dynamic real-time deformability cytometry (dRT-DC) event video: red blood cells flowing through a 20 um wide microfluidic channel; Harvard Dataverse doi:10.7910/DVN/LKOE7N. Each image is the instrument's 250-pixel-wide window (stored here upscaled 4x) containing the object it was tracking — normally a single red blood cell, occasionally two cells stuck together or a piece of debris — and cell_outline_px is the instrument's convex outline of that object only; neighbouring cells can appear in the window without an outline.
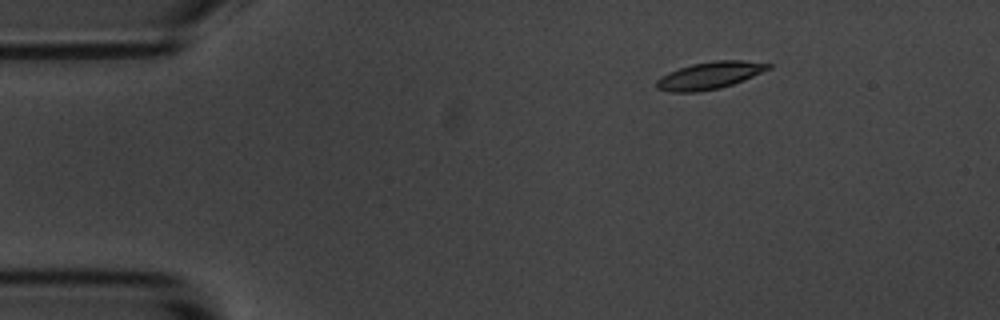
{"species": "common noctule bat (a hibernating species)", "species_latin": "Nyctalus noctula", "temperature_condition": "room temperature", "stored_images_in_passage": 12, "camera_frame_rate_fps": 3000, "um_per_image_px": 0.085, "animal": {"sex": "male", "body_mass_g": 20.1, "forearm_length_mm": 53.5}, "frame": {"image": 1, "passage_image": 3, "time_ms": 2.333, "image_size_px": [1000, 320], "cell_outline_px": [[772, 68], [732, 84], [720, 88], [696, 92], [668, 92], [656, 88], [656, 80], [660, 76], [668, 72], [692, 64], [716, 60], [740, 60], [772, 64]], "centroid_in_image_um": [60.28, 6.42], "position_along_channel_um": 24.7, "area_um2": 17.63}}
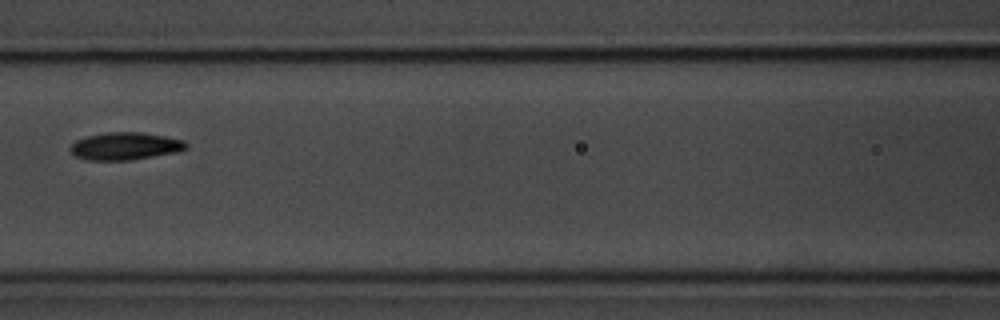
{"frame": {"image": 2, "passage_image": 7, "time_ms": 8.0, "image_size_px": [1000, 320], "cell_outline_px": [[188, 148], [176, 152], [132, 160], [88, 160], [76, 156], [68, 148], [76, 140], [88, 136], [104, 132], [140, 132], [164, 136], [184, 140], [188, 144]], "centroid_in_image_um": [10.65, 12.42], "position_along_channel_um": 156.0, "area_um2": 18.55}}
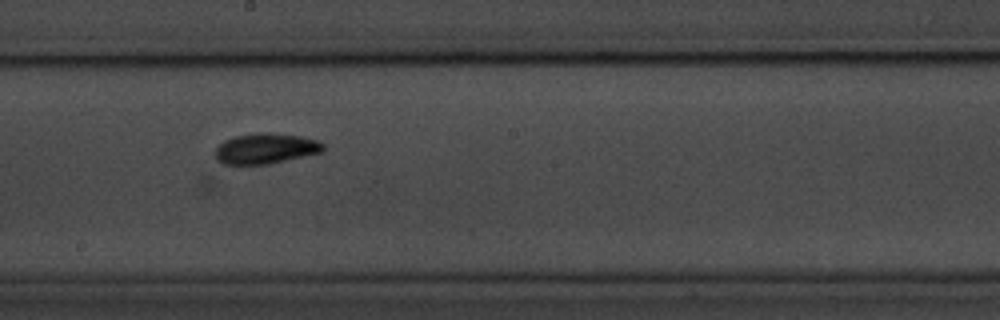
{"frame": {"image": 3, "passage_image": 9, "time_ms": 10.0, "image_size_px": [1000, 320], "cell_outline_px": [[324, 148], [320, 152], [304, 156], [268, 164], [224, 164], [216, 160], [212, 152], [224, 140], [236, 136], [260, 132], [268, 132], [300, 136], [320, 140], [324, 144]], "centroid_in_image_um": [22.55, 12.62], "position_along_channel_um": 225.7, "area_um2": 19.25}}